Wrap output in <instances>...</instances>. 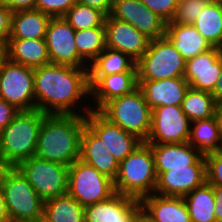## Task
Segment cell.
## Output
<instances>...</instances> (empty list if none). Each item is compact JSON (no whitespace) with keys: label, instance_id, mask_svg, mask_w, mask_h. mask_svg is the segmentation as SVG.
I'll use <instances>...</instances> for the list:
<instances>
[{"label":"cell","instance_id":"cell-1","mask_svg":"<svg viewBox=\"0 0 222 222\" xmlns=\"http://www.w3.org/2000/svg\"><path fill=\"white\" fill-rule=\"evenodd\" d=\"M34 93L36 109L45 114L85 116L92 110V104L79 103L90 96L88 68L54 63L35 68Z\"/></svg>","mask_w":222,"mask_h":222},{"label":"cell","instance_id":"cell-2","mask_svg":"<svg viewBox=\"0 0 222 222\" xmlns=\"http://www.w3.org/2000/svg\"><path fill=\"white\" fill-rule=\"evenodd\" d=\"M85 125L82 115L47 114L39 130L34 156L69 167L80 159Z\"/></svg>","mask_w":222,"mask_h":222},{"label":"cell","instance_id":"cell-3","mask_svg":"<svg viewBox=\"0 0 222 222\" xmlns=\"http://www.w3.org/2000/svg\"><path fill=\"white\" fill-rule=\"evenodd\" d=\"M46 115L38 109L19 111L0 132L1 167H17L35 155L39 130Z\"/></svg>","mask_w":222,"mask_h":222},{"label":"cell","instance_id":"cell-4","mask_svg":"<svg viewBox=\"0 0 222 222\" xmlns=\"http://www.w3.org/2000/svg\"><path fill=\"white\" fill-rule=\"evenodd\" d=\"M157 175L151 147L142 142L123 161L119 162L114 179L117 193L141 200L155 192Z\"/></svg>","mask_w":222,"mask_h":222},{"label":"cell","instance_id":"cell-5","mask_svg":"<svg viewBox=\"0 0 222 222\" xmlns=\"http://www.w3.org/2000/svg\"><path fill=\"white\" fill-rule=\"evenodd\" d=\"M0 187L11 222H40L44 201L17 167H0Z\"/></svg>","mask_w":222,"mask_h":222},{"label":"cell","instance_id":"cell-6","mask_svg":"<svg viewBox=\"0 0 222 222\" xmlns=\"http://www.w3.org/2000/svg\"><path fill=\"white\" fill-rule=\"evenodd\" d=\"M98 111L110 122L146 142L151 130L152 110L139 87L130 94L109 100Z\"/></svg>","mask_w":222,"mask_h":222},{"label":"cell","instance_id":"cell-7","mask_svg":"<svg viewBox=\"0 0 222 222\" xmlns=\"http://www.w3.org/2000/svg\"><path fill=\"white\" fill-rule=\"evenodd\" d=\"M186 60L166 37L150 40L143 56L136 62L138 80H162L183 77Z\"/></svg>","mask_w":222,"mask_h":222},{"label":"cell","instance_id":"cell-8","mask_svg":"<svg viewBox=\"0 0 222 222\" xmlns=\"http://www.w3.org/2000/svg\"><path fill=\"white\" fill-rule=\"evenodd\" d=\"M116 193L114 180L100 173L81 159L68 169L67 194L80 205L87 207L106 200Z\"/></svg>","mask_w":222,"mask_h":222},{"label":"cell","instance_id":"cell-9","mask_svg":"<svg viewBox=\"0 0 222 222\" xmlns=\"http://www.w3.org/2000/svg\"><path fill=\"white\" fill-rule=\"evenodd\" d=\"M17 168L43 201L67 194L68 166L32 156Z\"/></svg>","mask_w":222,"mask_h":222},{"label":"cell","instance_id":"cell-10","mask_svg":"<svg viewBox=\"0 0 222 222\" xmlns=\"http://www.w3.org/2000/svg\"><path fill=\"white\" fill-rule=\"evenodd\" d=\"M0 99L19 111L35 110L34 69L6 59L0 69Z\"/></svg>","mask_w":222,"mask_h":222},{"label":"cell","instance_id":"cell-11","mask_svg":"<svg viewBox=\"0 0 222 222\" xmlns=\"http://www.w3.org/2000/svg\"><path fill=\"white\" fill-rule=\"evenodd\" d=\"M191 121L181 106H158L152 110L151 130L145 143H183L190 137Z\"/></svg>","mask_w":222,"mask_h":222},{"label":"cell","instance_id":"cell-12","mask_svg":"<svg viewBox=\"0 0 222 222\" xmlns=\"http://www.w3.org/2000/svg\"><path fill=\"white\" fill-rule=\"evenodd\" d=\"M75 33L64 17L50 19L45 36L50 63L89 68L78 54Z\"/></svg>","mask_w":222,"mask_h":222},{"label":"cell","instance_id":"cell-13","mask_svg":"<svg viewBox=\"0 0 222 222\" xmlns=\"http://www.w3.org/2000/svg\"><path fill=\"white\" fill-rule=\"evenodd\" d=\"M85 124L101 139L118 162L123 161L142 143L133 134L110 122L98 110H91L85 115Z\"/></svg>","mask_w":222,"mask_h":222},{"label":"cell","instance_id":"cell-14","mask_svg":"<svg viewBox=\"0 0 222 222\" xmlns=\"http://www.w3.org/2000/svg\"><path fill=\"white\" fill-rule=\"evenodd\" d=\"M109 16L131 24L150 40L165 36L166 22L140 0H114Z\"/></svg>","mask_w":222,"mask_h":222},{"label":"cell","instance_id":"cell-15","mask_svg":"<svg viewBox=\"0 0 222 222\" xmlns=\"http://www.w3.org/2000/svg\"><path fill=\"white\" fill-rule=\"evenodd\" d=\"M206 182V160L202 156L186 168H169L157 177L155 192L161 196L184 197Z\"/></svg>","mask_w":222,"mask_h":222},{"label":"cell","instance_id":"cell-16","mask_svg":"<svg viewBox=\"0 0 222 222\" xmlns=\"http://www.w3.org/2000/svg\"><path fill=\"white\" fill-rule=\"evenodd\" d=\"M140 217V200L117 192L85 207V222H137Z\"/></svg>","mask_w":222,"mask_h":222},{"label":"cell","instance_id":"cell-17","mask_svg":"<svg viewBox=\"0 0 222 222\" xmlns=\"http://www.w3.org/2000/svg\"><path fill=\"white\" fill-rule=\"evenodd\" d=\"M222 71V49L212 47L186 61L184 79L191 88L212 93Z\"/></svg>","mask_w":222,"mask_h":222},{"label":"cell","instance_id":"cell-18","mask_svg":"<svg viewBox=\"0 0 222 222\" xmlns=\"http://www.w3.org/2000/svg\"><path fill=\"white\" fill-rule=\"evenodd\" d=\"M106 47L121 51L137 62L146 52L150 39L131 24L110 17L105 18Z\"/></svg>","mask_w":222,"mask_h":222},{"label":"cell","instance_id":"cell-19","mask_svg":"<svg viewBox=\"0 0 222 222\" xmlns=\"http://www.w3.org/2000/svg\"><path fill=\"white\" fill-rule=\"evenodd\" d=\"M141 216L148 222H191L183 197L153 193L140 200Z\"/></svg>","mask_w":222,"mask_h":222},{"label":"cell","instance_id":"cell-20","mask_svg":"<svg viewBox=\"0 0 222 222\" xmlns=\"http://www.w3.org/2000/svg\"><path fill=\"white\" fill-rule=\"evenodd\" d=\"M145 100L151 110L158 106H181L189 83L184 77L162 80H138Z\"/></svg>","mask_w":222,"mask_h":222},{"label":"cell","instance_id":"cell-21","mask_svg":"<svg viewBox=\"0 0 222 222\" xmlns=\"http://www.w3.org/2000/svg\"><path fill=\"white\" fill-rule=\"evenodd\" d=\"M153 152L157 177L169 168H186L194 165L203 155L188 142L147 143Z\"/></svg>","mask_w":222,"mask_h":222},{"label":"cell","instance_id":"cell-22","mask_svg":"<svg viewBox=\"0 0 222 222\" xmlns=\"http://www.w3.org/2000/svg\"><path fill=\"white\" fill-rule=\"evenodd\" d=\"M139 87L137 72H121L108 76H101L90 87V100L94 107L92 110H99L109 100L132 93ZM96 104V105H95Z\"/></svg>","mask_w":222,"mask_h":222},{"label":"cell","instance_id":"cell-23","mask_svg":"<svg viewBox=\"0 0 222 222\" xmlns=\"http://www.w3.org/2000/svg\"><path fill=\"white\" fill-rule=\"evenodd\" d=\"M80 159L110 179H115L119 167L118 160L87 125L81 135Z\"/></svg>","mask_w":222,"mask_h":222},{"label":"cell","instance_id":"cell-24","mask_svg":"<svg viewBox=\"0 0 222 222\" xmlns=\"http://www.w3.org/2000/svg\"><path fill=\"white\" fill-rule=\"evenodd\" d=\"M6 55L9 61L33 69L50 63L45 39L9 38Z\"/></svg>","mask_w":222,"mask_h":222},{"label":"cell","instance_id":"cell-25","mask_svg":"<svg viewBox=\"0 0 222 222\" xmlns=\"http://www.w3.org/2000/svg\"><path fill=\"white\" fill-rule=\"evenodd\" d=\"M165 36L186 61L212 48L193 24L166 23Z\"/></svg>","mask_w":222,"mask_h":222},{"label":"cell","instance_id":"cell-26","mask_svg":"<svg viewBox=\"0 0 222 222\" xmlns=\"http://www.w3.org/2000/svg\"><path fill=\"white\" fill-rule=\"evenodd\" d=\"M51 17L37 9L14 11L11 14L9 38L45 39Z\"/></svg>","mask_w":222,"mask_h":222},{"label":"cell","instance_id":"cell-27","mask_svg":"<svg viewBox=\"0 0 222 222\" xmlns=\"http://www.w3.org/2000/svg\"><path fill=\"white\" fill-rule=\"evenodd\" d=\"M121 72H137L136 62L125 53L106 47L105 50L89 64V86L91 87L101 76Z\"/></svg>","mask_w":222,"mask_h":222},{"label":"cell","instance_id":"cell-28","mask_svg":"<svg viewBox=\"0 0 222 222\" xmlns=\"http://www.w3.org/2000/svg\"><path fill=\"white\" fill-rule=\"evenodd\" d=\"M183 198L191 222H216L214 189L207 181Z\"/></svg>","mask_w":222,"mask_h":222},{"label":"cell","instance_id":"cell-29","mask_svg":"<svg viewBox=\"0 0 222 222\" xmlns=\"http://www.w3.org/2000/svg\"><path fill=\"white\" fill-rule=\"evenodd\" d=\"M41 222H85V207L68 194L48 199Z\"/></svg>","mask_w":222,"mask_h":222},{"label":"cell","instance_id":"cell-30","mask_svg":"<svg viewBox=\"0 0 222 222\" xmlns=\"http://www.w3.org/2000/svg\"><path fill=\"white\" fill-rule=\"evenodd\" d=\"M193 25L212 47L222 49V2L211 1Z\"/></svg>","mask_w":222,"mask_h":222},{"label":"cell","instance_id":"cell-31","mask_svg":"<svg viewBox=\"0 0 222 222\" xmlns=\"http://www.w3.org/2000/svg\"><path fill=\"white\" fill-rule=\"evenodd\" d=\"M220 139L219 128L214 116L191 122L188 143L196 148L203 156L216 153Z\"/></svg>","mask_w":222,"mask_h":222},{"label":"cell","instance_id":"cell-32","mask_svg":"<svg viewBox=\"0 0 222 222\" xmlns=\"http://www.w3.org/2000/svg\"><path fill=\"white\" fill-rule=\"evenodd\" d=\"M217 104L210 92L189 87L185 93L181 107L192 122L213 117Z\"/></svg>","mask_w":222,"mask_h":222},{"label":"cell","instance_id":"cell-33","mask_svg":"<svg viewBox=\"0 0 222 222\" xmlns=\"http://www.w3.org/2000/svg\"><path fill=\"white\" fill-rule=\"evenodd\" d=\"M74 39L78 54L88 64H91L106 48L105 27L76 31Z\"/></svg>","mask_w":222,"mask_h":222},{"label":"cell","instance_id":"cell-34","mask_svg":"<svg viewBox=\"0 0 222 222\" xmlns=\"http://www.w3.org/2000/svg\"><path fill=\"white\" fill-rule=\"evenodd\" d=\"M75 31L105 27L106 16L99 10L82 5L78 1L64 16Z\"/></svg>","mask_w":222,"mask_h":222},{"label":"cell","instance_id":"cell-35","mask_svg":"<svg viewBox=\"0 0 222 222\" xmlns=\"http://www.w3.org/2000/svg\"><path fill=\"white\" fill-rule=\"evenodd\" d=\"M210 2V0H178L174 16L168 23L193 24Z\"/></svg>","mask_w":222,"mask_h":222},{"label":"cell","instance_id":"cell-36","mask_svg":"<svg viewBox=\"0 0 222 222\" xmlns=\"http://www.w3.org/2000/svg\"><path fill=\"white\" fill-rule=\"evenodd\" d=\"M76 2L77 0H37L35 9L51 18L64 17Z\"/></svg>","mask_w":222,"mask_h":222},{"label":"cell","instance_id":"cell-37","mask_svg":"<svg viewBox=\"0 0 222 222\" xmlns=\"http://www.w3.org/2000/svg\"><path fill=\"white\" fill-rule=\"evenodd\" d=\"M152 12L159 16L166 23L171 22L178 0H140Z\"/></svg>","mask_w":222,"mask_h":222},{"label":"cell","instance_id":"cell-38","mask_svg":"<svg viewBox=\"0 0 222 222\" xmlns=\"http://www.w3.org/2000/svg\"><path fill=\"white\" fill-rule=\"evenodd\" d=\"M206 181L213 187H222V156L217 152L205 156Z\"/></svg>","mask_w":222,"mask_h":222},{"label":"cell","instance_id":"cell-39","mask_svg":"<svg viewBox=\"0 0 222 222\" xmlns=\"http://www.w3.org/2000/svg\"><path fill=\"white\" fill-rule=\"evenodd\" d=\"M12 11L0 1V44L7 45L10 36Z\"/></svg>","mask_w":222,"mask_h":222},{"label":"cell","instance_id":"cell-40","mask_svg":"<svg viewBox=\"0 0 222 222\" xmlns=\"http://www.w3.org/2000/svg\"><path fill=\"white\" fill-rule=\"evenodd\" d=\"M19 112L13 105L0 99V132L11 122Z\"/></svg>","mask_w":222,"mask_h":222},{"label":"cell","instance_id":"cell-41","mask_svg":"<svg viewBox=\"0 0 222 222\" xmlns=\"http://www.w3.org/2000/svg\"><path fill=\"white\" fill-rule=\"evenodd\" d=\"M79 3L101 11L105 16L111 12L114 0H77Z\"/></svg>","mask_w":222,"mask_h":222},{"label":"cell","instance_id":"cell-42","mask_svg":"<svg viewBox=\"0 0 222 222\" xmlns=\"http://www.w3.org/2000/svg\"><path fill=\"white\" fill-rule=\"evenodd\" d=\"M12 12L18 10L35 9L37 0H0Z\"/></svg>","mask_w":222,"mask_h":222},{"label":"cell","instance_id":"cell-43","mask_svg":"<svg viewBox=\"0 0 222 222\" xmlns=\"http://www.w3.org/2000/svg\"><path fill=\"white\" fill-rule=\"evenodd\" d=\"M215 194L216 222H222V187H213Z\"/></svg>","mask_w":222,"mask_h":222},{"label":"cell","instance_id":"cell-44","mask_svg":"<svg viewBox=\"0 0 222 222\" xmlns=\"http://www.w3.org/2000/svg\"><path fill=\"white\" fill-rule=\"evenodd\" d=\"M0 222H11L4 198V193L0 187Z\"/></svg>","mask_w":222,"mask_h":222},{"label":"cell","instance_id":"cell-45","mask_svg":"<svg viewBox=\"0 0 222 222\" xmlns=\"http://www.w3.org/2000/svg\"><path fill=\"white\" fill-rule=\"evenodd\" d=\"M211 94L218 104L222 103V71Z\"/></svg>","mask_w":222,"mask_h":222},{"label":"cell","instance_id":"cell-46","mask_svg":"<svg viewBox=\"0 0 222 222\" xmlns=\"http://www.w3.org/2000/svg\"><path fill=\"white\" fill-rule=\"evenodd\" d=\"M214 118L217 122V126L219 128L220 136L222 137V104H217Z\"/></svg>","mask_w":222,"mask_h":222},{"label":"cell","instance_id":"cell-47","mask_svg":"<svg viewBox=\"0 0 222 222\" xmlns=\"http://www.w3.org/2000/svg\"><path fill=\"white\" fill-rule=\"evenodd\" d=\"M7 59L6 55V45H1L0 44V69L2 66V63Z\"/></svg>","mask_w":222,"mask_h":222},{"label":"cell","instance_id":"cell-48","mask_svg":"<svg viewBox=\"0 0 222 222\" xmlns=\"http://www.w3.org/2000/svg\"><path fill=\"white\" fill-rule=\"evenodd\" d=\"M217 153L222 156V137H221L219 145H218Z\"/></svg>","mask_w":222,"mask_h":222},{"label":"cell","instance_id":"cell-49","mask_svg":"<svg viewBox=\"0 0 222 222\" xmlns=\"http://www.w3.org/2000/svg\"><path fill=\"white\" fill-rule=\"evenodd\" d=\"M137 222H148V221H146L142 216L138 219V221Z\"/></svg>","mask_w":222,"mask_h":222},{"label":"cell","instance_id":"cell-50","mask_svg":"<svg viewBox=\"0 0 222 222\" xmlns=\"http://www.w3.org/2000/svg\"><path fill=\"white\" fill-rule=\"evenodd\" d=\"M210 1H214V2H222V0H210Z\"/></svg>","mask_w":222,"mask_h":222}]
</instances>
